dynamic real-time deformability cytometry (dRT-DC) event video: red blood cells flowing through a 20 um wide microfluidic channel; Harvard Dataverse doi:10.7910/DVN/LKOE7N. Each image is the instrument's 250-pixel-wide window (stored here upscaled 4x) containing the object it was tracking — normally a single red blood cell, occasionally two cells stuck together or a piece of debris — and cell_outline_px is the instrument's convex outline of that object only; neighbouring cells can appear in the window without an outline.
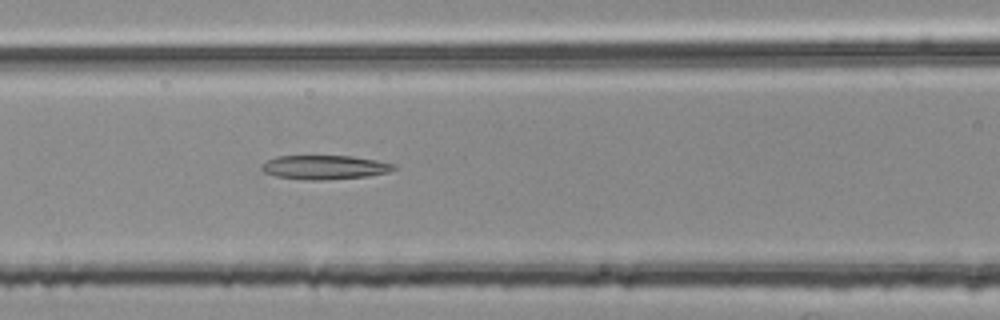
{"species": "common noctule bat (a hibernating species)", "species_latin": "Nyctalus noctula", "temperature_condition": "room temperature", "stored_images_in_passage": 29, "camera_frame_rate_fps": 3000, "um_per_image_px": 0.085, "animal": {"sex": "female", "body_mass_g": 25.1}, "frame": {"image": 1, "passage_image": 8, "time_ms": 2.333, "image_size_px": [1000, 320], "cell_outline_px": [[400, 168], [388, 172], [368, 176], [324, 180], [304, 180], [276, 176], [264, 172], [260, 168], [268, 160], [276, 156], [352, 156], [376, 160], [396, 164]], "centroid_in_image_um": [27.65, 14.22], "position_along_channel_um": 139.0, "area_um2": 18.61}}
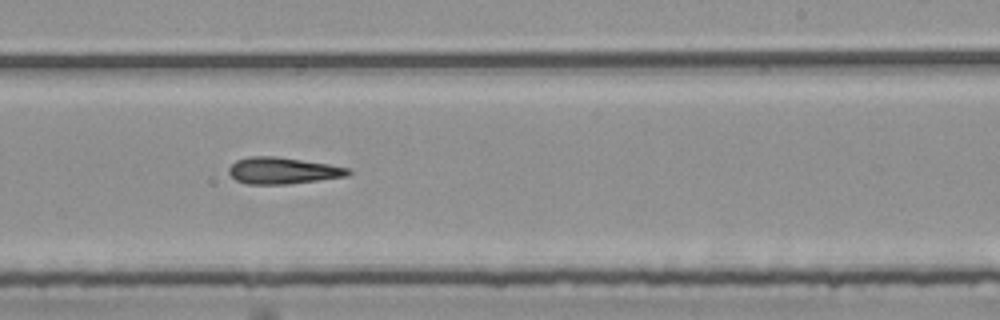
{"frame": {"image": 2, "passage_image": 18, "time_ms": 5.667, "image_size_px": [1000, 320], "cell_outline_px": [[352, 172], [348, 176], [288, 184], [248, 184], [236, 180], [228, 172], [228, 168], [236, 160], [248, 156], [276, 156], [328, 164], [352, 168]], "centroid_in_image_um": [24.05, 14.5], "position_along_channel_um": 264.9, "area_um2": 18.55}}
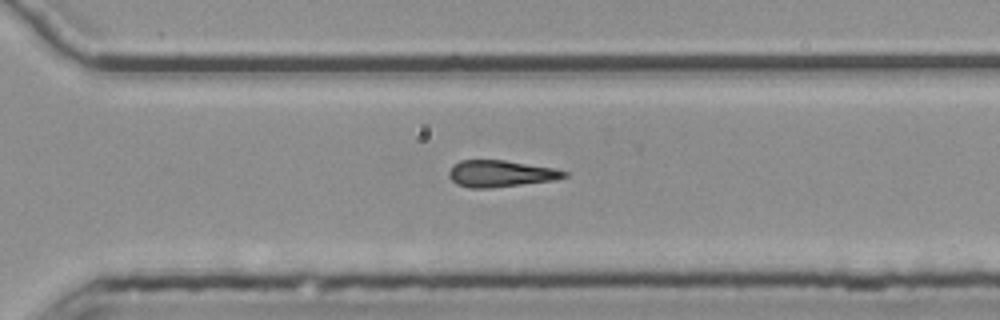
{"frame": {"image": 3, "passage_image": 23, "time_ms": 7.333, "image_size_px": [1000, 320], "cell_outline_px": [[568, 176], [556, 180], [492, 188], [468, 188], [456, 184], [448, 176], [448, 172], [452, 164], [460, 160], [504, 160], [556, 168], [568, 172]], "centroid_in_image_um": [42.55, 14.76], "position_along_channel_um": 328.1, "area_um2": 18.21}, "authors_computed_cell_mechanics": {"area_um2": 18.4382, "velocity_mm_per_s": 3.7811, "shape_relaxation_time_tau1_ms": null, "shape_relaxation_time_tau2_ms": 6.486, "deformation_change_tau1": null, "deformation_change_tau2": 0.1935}}